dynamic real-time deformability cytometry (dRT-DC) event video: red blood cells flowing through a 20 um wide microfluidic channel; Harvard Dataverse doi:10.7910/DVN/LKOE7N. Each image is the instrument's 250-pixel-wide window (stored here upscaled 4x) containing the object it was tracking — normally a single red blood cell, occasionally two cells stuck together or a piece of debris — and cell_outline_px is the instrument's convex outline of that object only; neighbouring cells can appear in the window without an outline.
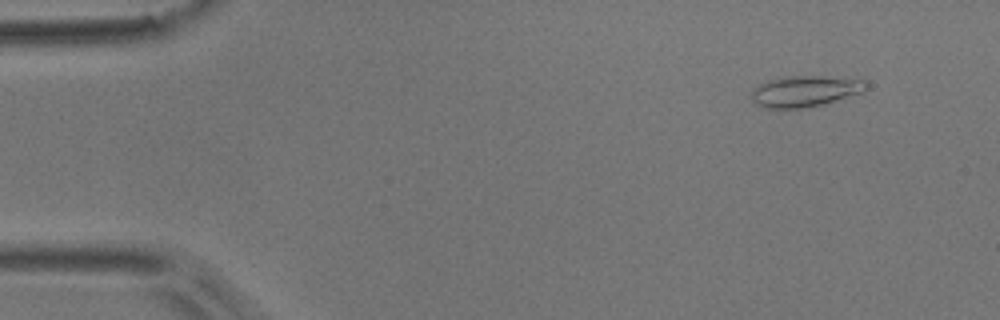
{"species": "common noctule bat (a hibernating species)", "species_latin": "Nyctalus noctula", "temperature_condition": "room temperature", "stored_images_in_passage": 3, "camera_frame_rate_fps": 3000, "um_per_image_px": 0.085, "animal": {"sex": "male", "body_mass_g": 17.9}, "frame": {"image": 1, "passage_image": 1, "time_ms": 0.0, "image_size_px": [1000, 320], "cell_outline_px": [[868, 88], [860, 92], [824, 104], [804, 108], [764, 108], [756, 104], [752, 100], [752, 88], [768, 80], [784, 76], [820, 76], [868, 80]], "centroid_in_image_um": [68.41, 7.75], "position_along_channel_um": 16.6, "area_um2": 20.75}}